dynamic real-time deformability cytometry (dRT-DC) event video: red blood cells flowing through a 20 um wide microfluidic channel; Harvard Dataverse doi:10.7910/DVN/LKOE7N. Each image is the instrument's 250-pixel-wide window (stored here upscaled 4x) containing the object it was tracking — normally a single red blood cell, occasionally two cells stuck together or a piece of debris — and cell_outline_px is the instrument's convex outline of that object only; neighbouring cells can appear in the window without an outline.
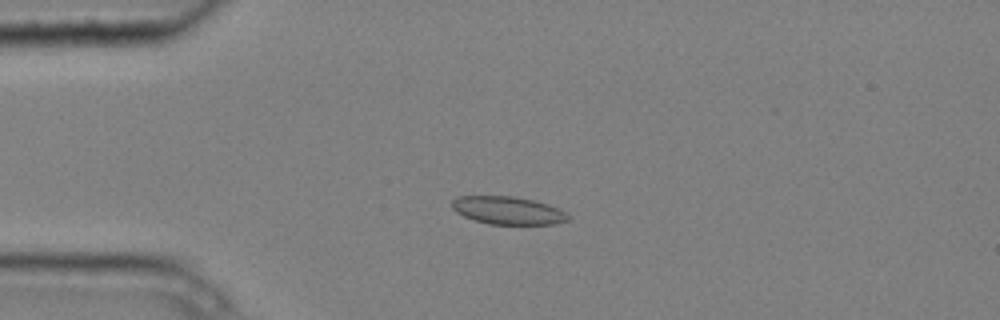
{"species": "common noctule bat (a hibernating species)", "species_latin": "Nyctalus noctula", "temperature_condition": "cold", "stored_images_in_passage": 5, "camera_frame_rate_fps": 3000, "um_per_image_px": 0.085, "animal": {"sex": "male", "body_mass_g": 20.4}, "frame": {"image": 1, "passage_image": 4, "time_ms": 1.0, "image_size_px": [1000, 320], "cell_outline_px": [[568, 220], [556, 224], [488, 224], [472, 220], [456, 212], [452, 208], [452, 200], [456, 196], [512, 196], [536, 200], [548, 204], [564, 212], [568, 216]], "centroid_in_image_um": [43.13, 17.88], "position_along_channel_um": 41.9, "area_um2": 18.9}}